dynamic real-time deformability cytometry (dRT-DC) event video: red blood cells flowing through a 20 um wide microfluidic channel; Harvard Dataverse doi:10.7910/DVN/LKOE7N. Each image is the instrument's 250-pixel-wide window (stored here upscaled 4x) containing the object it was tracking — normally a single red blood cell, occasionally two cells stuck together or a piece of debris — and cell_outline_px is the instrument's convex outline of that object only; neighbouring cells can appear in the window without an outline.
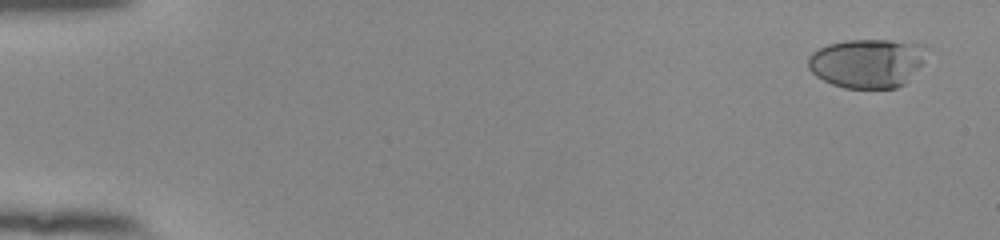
{"species": "human", "species_latin": "Homo sapiens", "temperature_condition": "room temperature", "stored_images_in_passage": 52, "camera_frame_rate_fps": 3000, "um_per_image_px": 0.085, "donor": {"sex": "female"}, "frame": {"image": 1, "passage_image": 1, "time_ms": 0.0, "image_size_px": [1000, 240], "cell_outline_px": [[932, 48], [924, 60], [904, 84], [896, 88], [844, 88], [832, 84], [816, 76], [808, 68], [808, 56], [812, 52], [828, 44], [848, 40], [888, 40], [924, 44]], "centroid_in_image_um": [73.75, 5.35], "position_along_channel_um": 11.3, "area_um2": 34.1}}
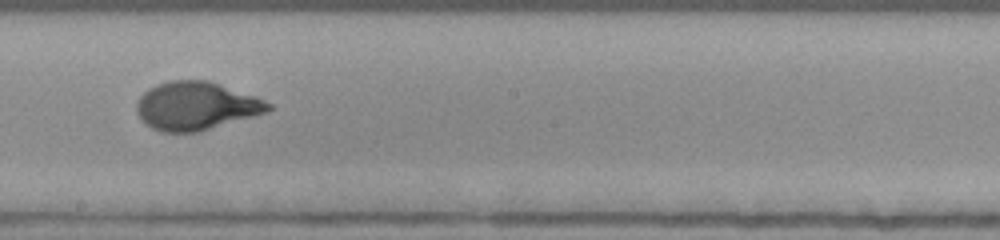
{"frame": {"image": 2, "passage_image": 30, "time_ms": 9.667, "image_size_px": [1000, 240], "cell_outline_px": [[272, 108], [268, 112], [196, 132], [160, 132], [144, 124], [136, 112], [136, 104], [140, 96], [148, 88], [156, 84], [168, 80], [208, 80], [256, 96], [272, 104]], "centroid_in_image_um": [16.64, 8.99], "position_along_channel_um": 231.6, "area_um2": 37.11}}
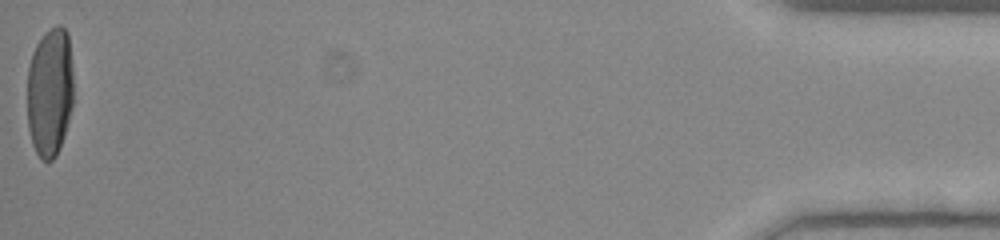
{"frame": {"image": 3, "passage_image": 52, "time_ms": 17.0, "image_size_px": [1000, 240], "cell_outline_px": [[72, 104], [64, 136], [60, 148], [56, 156], [52, 160], [40, 160], [32, 144], [28, 128], [28, 68], [32, 52], [36, 44], [44, 32], [56, 24], [60, 24], [68, 32], [72, 68]], "centroid_in_image_um": [4.23, 7.8], "position_along_channel_um": 431.0, "area_um2": 35.08}, "authors_computed_cell_mechanics": {"area_um2": 35.3447, "velocity_mm_per_s": 3.9366, "shape_relaxation_time_tau1_ms": 3.1928, "shape_relaxation_time_tau2_ms": null, "deformation_change_tau1": 0.192, "deformation_change_tau2": null}}